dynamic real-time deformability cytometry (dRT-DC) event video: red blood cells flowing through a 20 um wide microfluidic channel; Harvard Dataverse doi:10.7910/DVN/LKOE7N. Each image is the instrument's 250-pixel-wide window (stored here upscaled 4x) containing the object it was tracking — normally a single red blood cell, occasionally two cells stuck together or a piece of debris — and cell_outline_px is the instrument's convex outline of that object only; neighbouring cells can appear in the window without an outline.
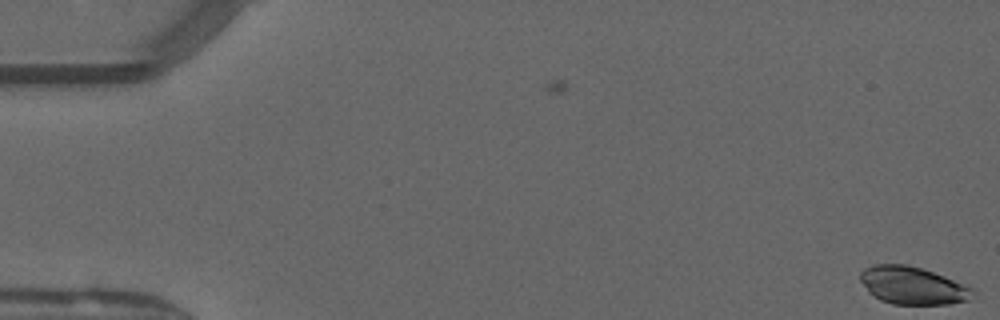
{"species": "common noctule bat (a hibernating species)", "species_latin": "Nyctalus noctula", "temperature_condition": "warm", "stored_images_in_passage": 3, "camera_frame_rate_fps": 3000, "um_per_image_px": 0.085, "animal": {"sex": "male", "forearm_length_mm": 52.5}, "frame": {"image": 1, "passage_image": 3, "time_ms": 0.667, "image_size_px": [1000, 320], "cell_outline_px": [[976, 292], [972, 300], [948, 304], [892, 304], [880, 300], [872, 296], [868, 292], [860, 280], [860, 272], [864, 268], [872, 264], [904, 264], [920, 268], [944, 276], [972, 288]], "centroid_in_image_um": [77.56, 24.28], "position_along_channel_um": 7.4, "area_um2": 24.8}}